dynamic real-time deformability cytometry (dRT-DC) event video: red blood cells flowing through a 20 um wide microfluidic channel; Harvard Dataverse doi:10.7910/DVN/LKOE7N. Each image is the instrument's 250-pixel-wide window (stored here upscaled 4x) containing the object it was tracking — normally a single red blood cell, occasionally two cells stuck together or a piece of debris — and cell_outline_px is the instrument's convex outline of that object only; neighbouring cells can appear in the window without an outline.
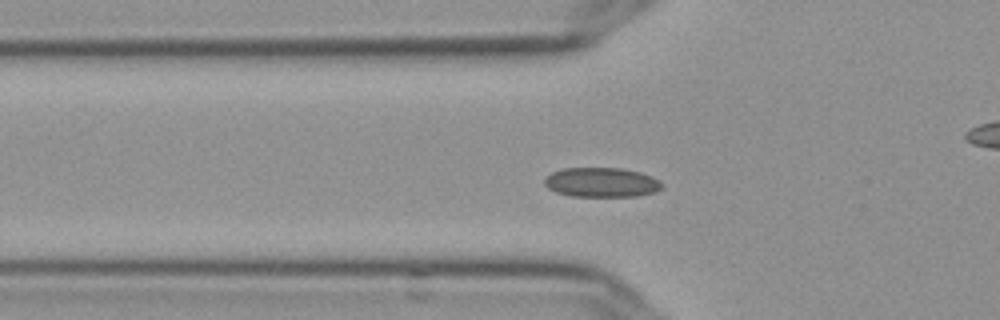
{"species": "Egyptian fruit bat (a non-hibernating species)", "species_latin": "Rousettus aegyptiacus", "temperature_condition": "cold", "stored_images_in_passage": 53, "camera_frame_rate_fps": 3000, "um_per_image_px": 0.085, "frame": {"image": 1, "passage_image": 15, "time_ms": 4.667, "image_size_px": [1000, 320], "cell_outline_px": [[664, 188], [656, 192], [636, 196], [572, 196], [556, 192], [548, 188], [544, 184], [544, 180], [552, 172], [564, 168], [620, 168], [640, 172], [652, 176], [660, 180], [664, 184]], "centroid_in_image_um": [51.18, 15.5], "position_along_channel_um": 74.6, "area_um2": 20.35}}
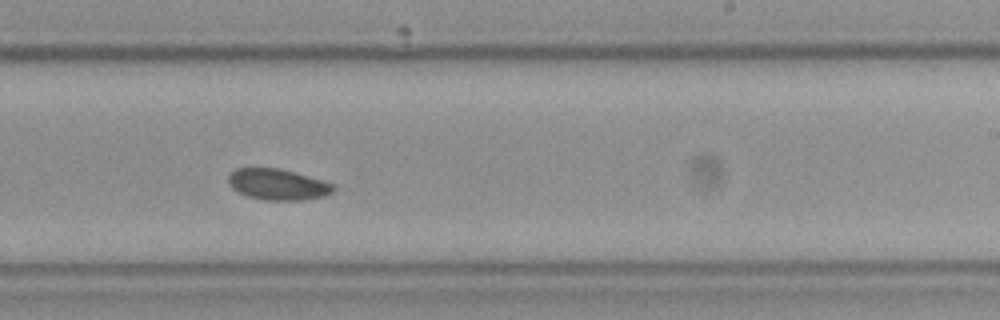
{"frame": {"image": 2, "passage_image": 31, "time_ms": 10.0, "image_size_px": [1000, 320], "cell_outline_px": [[336, 188], [332, 192], [324, 196], [304, 200], [264, 200], [248, 196], [232, 188], [228, 184], [228, 176], [236, 168], [280, 168], [324, 180], [332, 184]], "centroid_in_image_um": [23.62, 15.67], "position_along_channel_um": 265.4, "area_um2": 19.02}}
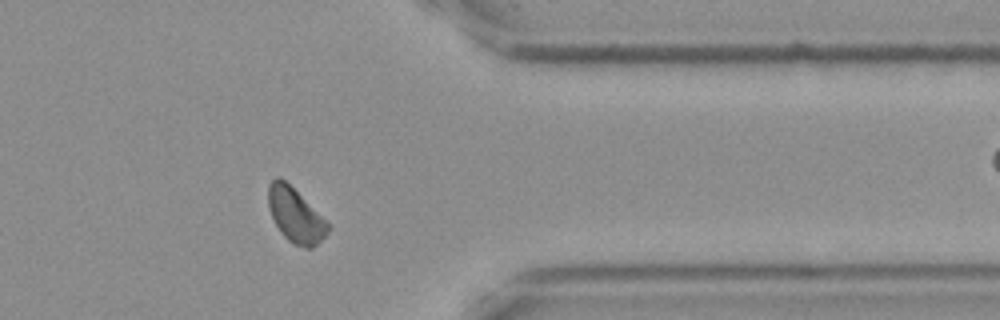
{"frame": {"image": 3, "passage_image": 42, "time_ms": 13.667, "image_size_px": [1000, 320], "cell_outline_px": [[328, 232], [312, 248], [304, 248], [292, 244], [280, 232], [268, 208], [268, 184], [276, 176], [280, 176], [328, 224]], "centroid_in_image_um": [25.05, 18.31], "position_along_channel_um": 386.4, "area_um2": 18.26}}